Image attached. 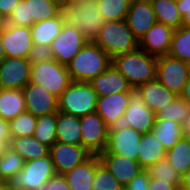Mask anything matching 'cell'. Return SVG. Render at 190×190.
Returning <instances> with one entry per match:
<instances>
[{
    "instance_id": "6da1fadb",
    "label": "cell",
    "mask_w": 190,
    "mask_h": 190,
    "mask_svg": "<svg viewBox=\"0 0 190 190\" xmlns=\"http://www.w3.org/2000/svg\"><path fill=\"white\" fill-rule=\"evenodd\" d=\"M60 16L63 25L77 28L88 41H94L106 23L95 1L82 4L62 3Z\"/></svg>"
},
{
    "instance_id": "7a4b0ae2",
    "label": "cell",
    "mask_w": 190,
    "mask_h": 190,
    "mask_svg": "<svg viewBox=\"0 0 190 190\" xmlns=\"http://www.w3.org/2000/svg\"><path fill=\"white\" fill-rule=\"evenodd\" d=\"M112 58L93 41H88L78 54L67 64L72 81L89 82L106 71Z\"/></svg>"
},
{
    "instance_id": "3957f363",
    "label": "cell",
    "mask_w": 190,
    "mask_h": 190,
    "mask_svg": "<svg viewBox=\"0 0 190 190\" xmlns=\"http://www.w3.org/2000/svg\"><path fill=\"white\" fill-rule=\"evenodd\" d=\"M112 64L133 89L156 79L157 57L139 48L133 52L115 56Z\"/></svg>"
},
{
    "instance_id": "277c9868",
    "label": "cell",
    "mask_w": 190,
    "mask_h": 190,
    "mask_svg": "<svg viewBox=\"0 0 190 190\" xmlns=\"http://www.w3.org/2000/svg\"><path fill=\"white\" fill-rule=\"evenodd\" d=\"M112 59L123 53H130L139 48V41L134 37L126 20L106 21L93 41Z\"/></svg>"
},
{
    "instance_id": "5b68a950",
    "label": "cell",
    "mask_w": 190,
    "mask_h": 190,
    "mask_svg": "<svg viewBox=\"0 0 190 190\" xmlns=\"http://www.w3.org/2000/svg\"><path fill=\"white\" fill-rule=\"evenodd\" d=\"M98 95L89 82L72 81L58 98V111L84 117L96 112Z\"/></svg>"
},
{
    "instance_id": "8992f818",
    "label": "cell",
    "mask_w": 190,
    "mask_h": 190,
    "mask_svg": "<svg viewBox=\"0 0 190 190\" xmlns=\"http://www.w3.org/2000/svg\"><path fill=\"white\" fill-rule=\"evenodd\" d=\"M56 175L50 154L25 162L22 170L7 180L13 190H34Z\"/></svg>"
},
{
    "instance_id": "52a82bcc",
    "label": "cell",
    "mask_w": 190,
    "mask_h": 190,
    "mask_svg": "<svg viewBox=\"0 0 190 190\" xmlns=\"http://www.w3.org/2000/svg\"><path fill=\"white\" fill-rule=\"evenodd\" d=\"M30 82L42 85L59 98L72 80L67 66L52 59L31 65Z\"/></svg>"
},
{
    "instance_id": "ba28073f",
    "label": "cell",
    "mask_w": 190,
    "mask_h": 190,
    "mask_svg": "<svg viewBox=\"0 0 190 190\" xmlns=\"http://www.w3.org/2000/svg\"><path fill=\"white\" fill-rule=\"evenodd\" d=\"M156 79L180 96L189 79V63L169 55L157 57Z\"/></svg>"
},
{
    "instance_id": "9c48e42d",
    "label": "cell",
    "mask_w": 190,
    "mask_h": 190,
    "mask_svg": "<svg viewBox=\"0 0 190 190\" xmlns=\"http://www.w3.org/2000/svg\"><path fill=\"white\" fill-rule=\"evenodd\" d=\"M80 129L82 146L92 155L106 150L110 128L97 112L80 117Z\"/></svg>"
},
{
    "instance_id": "30bf717a",
    "label": "cell",
    "mask_w": 190,
    "mask_h": 190,
    "mask_svg": "<svg viewBox=\"0 0 190 190\" xmlns=\"http://www.w3.org/2000/svg\"><path fill=\"white\" fill-rule=\"evenodd\" d=\"M142 135L133 128L122 124L110 127L107 147L102 153H112L137 160Z\"/></svg>"
},
{
    "instance_id": "8fae6325",
    "label": "cell",
    "mask_w": 190,
    "mask_h": 190,
    "mask_svg": "<svg viewBox=\"0 0 190 190\" xmlns=\"http://www.w3.org/2000/svg\"><path fill=\"white\" fill-rule=\"evenodd\" d=\"M87 42L77 28L63 25L50 45L53 59L67 66Z\"/></svg>"
},
{
    "instance_id": "7c38bea8",
    "label": "cell",
    "mask_w": 190,
    "mask_h": 190,
    "mask_svg": "<svg viewBox=\"0 0 190 190\" xmlns=\"http://www.w3.org/2000/svg\"><path fill=\"white\" fill-rule=\"evenodd\" d=\"M155 118L156 114L147 107L139 92L133 89L121 124L145 134L153 129Z\"/></svg>"
},
{
    "instance_id": "4fadbf2b",
    "label": "cell",
    "mask_w": 190,
    "mask_h": 190,
    "mask_svg": "<svg viewBox=\"0 0 190 190\" xmlns=\"http://www.w3.org/2000/svg\"><path fill=\"white\" fill-rule=\"evenodd\" d=\"M49 154L56 174L64 175L76 166L87 161L92 154L82 145L56 142L50 147Z\"/></svg>"
},
{
    "instance_id": "5bb4252c",
    "label": "cell",
    "mask_w": 190,
    "mask_h": 190,
    "mask_svg": "<svg viewBox=\"0 0 190 190\" xmlns=\"http://www.w3.org/2000/svg\"><path fill=\"white\" fill-rule=\"evenodd\" d=\"M1 39L6 57L28 58L33 46L29 27L5 24L1 28Z\"/></svg>"
},
{
    "instance_id": "9a60e30c",
    "label": "cell",
    "mask_w": 190,
    "mask_h": 190,
    "mask_svg": "<svg viewBox=\"0 0 190 190\" xmlns=\"http://www.w3.org/2000/svg\"><path fill=\"white\" fill-rule=\"evenodd\" d=\"M25 108L35 117L58 112V97L40 84L29 82L23 89Z\"/></svg>"
},
{
    "instance_id": "2e32d148",
    "label": "cell",
    "mask_w": 190,
    "mask_h": 190,
    "mask_svg": "<svg viewBox=\"0 0 190 190\" xmlns=\"http://www.w3.org/2000/svg\"><path fill=\"white\" fill-rule=\"evenodd\" d=\"M30 75L27 58L5 57L0 63V89L22 90L30 82Z\"/></svg>"
},
{
    "instance_id": "e0dca14e",
    "label": "cell",
    "mask_w": 190,
    "mask_h": 190,
    "mask_svg": "<svg viewBox=\"0 0 190 190\" xmlns=\"http://www.w3.org/2000/svg\"><path fill=\"white\" fill-rule=\"evenodd\" d=\"M130 93L122 92L98 96L96 112L109 128L122 123L124 112L129 105Z\"/></svg>"
},
{
    "instance_id": "ac0fdd59",
    "label": "cell",
    "mask_w": 190,
    "mask_h": 190,
    "mask_svg": "<svg viewBox=\"0 0 190 190\" xmlns=\"http://www.w3.org/2000/svg\"><path fill=\"white\" fill-rule=\"evenodd\" d=\"M126 22L134 37L140 41L157 22L150 0H132Z\"/></svg>"
},
{
    "instance_id": "d6986e66",
    "label": "cell",
    "mask_w": 190,
    "mask_h": 190,
    "mask_svg": "<svg viewBox=\"0 0 190 190\" xmlns=\"http://www.w3.org/2000/svg\"><path fill=\"white\" fill-rule=\"evenodd\" d=\"M174 29L156 22L139 41V49L159 57L168 55Z\"/></svg>"
},
{
    "instance_id": "ffe728a7",
    "label": "cell",
    "mask_w": 190,
    "mask_h": 190,
    "mask_svg": "<svg viewBox=\"0 0 190 190\" xmlns=\"http://www.w3.org/2000/svg\"><path fill=\"white\" fill-rule=\"evenodd\" d=\"M98 157L123 187L144 170L137 160H131L117 154L100 153Z\"/></svg>"
},
{
    "instance_id": "44dd1931",
    "label": "cell",
    "mask_w": 190,
    "mask_h": 190,
    "mask_svg": "<svg viewBox=\"0 0 190 190\" xmlns=\"http://www.w3.org/2000/svg\"><path fill=\"white\" fill-rule=\"evenodd\" d=\"M89 83L98 96L112 93L131 92L133 88L127 79L111 64V66L99 76L93 78Z\"/></svg>"
},
{
    "instance_id": "7402d4cb",
    "label": "cell",
    "mask_w": 190,
    "mask_h": 190,
    "mask_svg": "<svg viewBox=\"0 0 190 190\" xmlns=\"http://www.w3.org/2000/svg\"><path fill=\"white\" fill-rule=\"evenodd\" d=\"M136 91L142 96L147 107L155 114L178 97L174 92L169 91L157 79L141 84L136 88Z\"/></svg>"
},
{
    "instance_id": "603a6c76",
    "label": "cell",
    "mask_w": 190,
    "mask_h": 190,
    "mask_svg": "<svg viewBox=\"0 0 190 190\" xmlns=\"http://www.w3.org/2000/svg\"><path fill=\"white\" fill-rule=\"evenodd\" d=\"M153 135L160 141L166 151L170 150L180 139L186 137V126L164 118H155Z\"/></svg>"
},
{
    "instance_id": "cb8c5ba5",
    "label": "cell",
    "mask_w": 190,
    "mask_h": 190,
    "mask_svg": "<svg viewBox=\"0 0 190 190\" xmlns=\"http://www.w3.org/2000/svg\"><path fill=\"white\" fill-rule=\"evenodd\" d=\"M138 150L137 161L144 170L165 158L167 152L164 145L157 140L152 132L142 135Z\"/></svg>"
},
{
    "instance_id": "d4e9b609",
    "label": "cell",
    "mask_w": 190,
    "mask_h": 190,
    "mask_svg": "<svg viewBox=\"0 0 190 190\" xmlns=\"http://www.w3.org/2000/svg\"><path fill=\"white\" fill-rule=\"evenodd\" d=\"M56 135L57 142L82 145L80 118L58 111Z\"/></svg>"
},
{
    "instance_id": "484cf974",
    "label": "cell",
    "mask_w": 190,
    "mask_h": 190,
    "mask_svg": "<svg viewBox=\"0 0 190 190\" xmlns=\"http://www.w3.org/2000/svg\"><path fill=\"white\" fill-rule=\"evenodd\" d=\"M95 174V155H92L83 164L76 166L63 176L66 178L71 190H92Z\"/></svg>"
},
{
    "instance_id": "4316f807",
    "label": "cell",
    "mask_w": 190,
    "mask_h": 190,
    "mask_svg": "<svg viewBox=\"0 0 190 190\" xmlns=\"http://www.w3.org/2000/svg\"><path fill=\"white\" fill-rule=\"evenodd\" d=\"M26 111L23 91L0 89V117L10 121Z\"/></svg>"
},
{
    "instance_id": "83f0119b",
    "label": "cell",
    "mask_w": 190,
    "mask_h": 190,
    "mask_svg": "<svg viewBox=\"0 0 190 190\" xmlns=\"http://www.w3.org/2000/svg\"><path fill=\"white\" fill-rule=\"evenodd\" d=\"M63 22L60 14L55 18L34 23L30 27L33 44H44L50 46L52 41L61 32Z\"/></svg>"
},
{
    "instance_id": "f1b7e54d",
    "label": "cell",
    "mask_w": 190,
    "mask_h": 190,
    "mask_svg": "<svg viewBox=\"0 0 190 190\" xmlns=\"http://www.w3.org/2000/svg\"><path fill=\"white\" fill-rule=\"evenodd\" d=\"M12 147L24 160L43 158L49 155L50 148L40 143L33 136L18 137L11 139Z\"/></svg>"
},
{
    "instance_id": "f546056e",
    "label": "cell",
    "mask_w": 190,
    "mask_h": 190,
    "mask_svg": "<svg viewBox=\"0 0 190 190\" xmlns=\"http://www.w3.org/2000/svg\"><path fill=\"white\" fill-rule=\"evenodd\" d=\"M159 23L176 30L182 27V16L177 9V0H150Z\"/></svg>"
},
{
    "instance_id": "4dcf8cb0",
    "label": "cell",
    "mask_w": 190,
    "mask_h": 190,
    "mask_svg": "<svg viewBox=\"0 0 190 190\" xmlns=\"http://www.w3.org/2000/svg\"><path fill=\"white\" fill-rule=\"evenodd\" d=\"M166 159L176 172L183 176L190 169V139H180L166 152Z\"/></svg>"
},
{
    "instance_id": "1f68e13d",
    "label": "cell",
    "mask_w": 190,
    "mask_h": 190,
    "mask_svg": "<svg viewBox=\"0 0 190 190\" xmlns=\"http://www.w3.org/2000/svg\"><path fill=\"white\" fill-rule=\"evenodd\" d=\"M29 19L33 24L46 19L55 18L60 14L61 3L57 0H26Z\"/></svg>"
},
{
    "instance_id": "d6a6232c",
    "label": "cell",
    "mask_w": 190,
    "mask_h": 190,
    "mask_svg": "<svg viewBox=\"0 0 190 190\" xmlns=\"http://www.w3.org/2000/svg\"><path fill=\"white\" fill-rule=\"evenodd\" d=\"M56 123L57 113L37 117V123L33 137L43 145H46L50 148L54 143L57 142Z\"/></svg>"
},
{
    "instance_id": "836d02e7",
    "label": "cell",
    "mask_w": 190,
    "mask_h": 190,
    "mask_svg": "<svg viewBox=\"0 0 190 190\" xmlns=\"http://www.w3.org/2000/svg\"><path fill=\"white\" fill-rule=\"evenodd\" d=\"M156 118L173 120L186 126L190 118V104L178 96L168 106L159 110L156 113Z\"/></svg>"
},
{
    "instance_id": "e575fe53",
    "label": "cell",
    "mask_w": 190,
    "mask_h": 190,
    "mask_svg": "<svg viewBox=\"0 0 190 190\" xmlns=\"http://www.w3.org/2000/svg\"><path fill=\"white\" fill-rule=\"evenodd\" d=\"M168 55L190 63V27L182 26L174 31Z\"/></svg>"
},
{
    "instance_id": "d590c367",
    "label": "cell",
    "mask_w": 190,
    "mask_h": 190,
    "mask_svg": "<svg viewBox=\"0 0 190 190\" xmlns=\"http://www.w3.org/2000/svg\"><path fill=\"white\" fill-rule=\"evenodd\" d=\"M25 160L10 146H7L0 157V181L7 180L20 172Z\"/></svg>"
},
{
    "instance_id": "8d00e7d4",
    "label": "cell",
    "mask_w": 190,
    "mask_h": 190,
    "mask_svg": "<svg viewBox=\"0 0 190 190\" xmlns=\"http://www.w3.org/2000/svg\"><path fill=\"white\" fill-rule=\"evenodd\" d=\"M106 21L126 20L132 0H96Z\"/></svg>"
},
{
    "instance_id": "74e56055",
    "label": "cell",
    "mask_w": 190,
    "mask_h": 190,
    "mask_svg": "<svg viewBox=\"0 0 190 190\" xmlns=\"http://www.w3.org/2000/svg\"><path fill=\"white\" fill-rule=\"evenodd\" d=\"M92 190H124V187L100 162L98 155H95V174Z\"/></svg>"
},
{
    "instance_id": "f35d334b",
    "label": "cell",
    "mask_w": 190,
    "mask_h": 190,
    "mask_svg": "<svg viewBox=\"0 0 190 190\" xmlns=\"http://www.w3.org/2000/svg\"><path fill=\"white\" fill-rule=\"evenodd\" d=\"M37 117L30 112H23L15 119L9 121L11 139L18 137L33 136L36 128Z\"/></svg>"
},
{
    "instance_id": "ab89813d",
    "label": "cell",
    "mask_w": 190,
    "mask_h": 190,
    "mask_svg": "<svg viewBox=\"0 0 190 190\" xmlns=\"http://www.w3.org/2000/svg\"><path fill=\"white\" fill-rule=\"evenodd\" d=\"M145 170L148 172L150 178L162 179L163 181L174 184L177 188L180 187L181 175H179V173H177L176 170L169 164L166 157L149 166Z\"/></svg>"
},
{
    "instance_id": "60d3db41",
    "label": "cell",
    "mask_w": 190,
    "mask_h": 190,
    "mask_svg": "<svg viewBox=\"0 0 190 190\" xmlns=\"http://www.w3.org/2000/svg\"><path fill=\"white\" fill-rule=\"evenodd\" d=\"M6 24L29 28L33 25V19H29L28 3L26 0L18 2L12 14L6 20Z\"/></svg>"
},
{
    "instance_id": "b9f144b4",
    "label": "cell",
    "mask_w": 190,
    "mask_h": 190,
    "mask_svg": "<svg viewBox=\"0 0 190 190\" xmlns=\"http://www.w3.org/2000/svg\"><path fill=\"white\" fill-rule=\"evenodd\" d=\"M53 59V54L50 46L42 44H33L27 60L30 65H34L43 61H50Z\"/></svg>"
},
{
    "instance_id": "7bdbcfd3",
    "label": "cell",
    "mask_w": 190,
    "mask_h": 190,
    "mask_svg": "<svg viewBox=\"0 0 190 190\" xmlns=\"http://www.w3.org/2000/svg\"><path fill=\"white\" fill-rule=\"evenodd\" d=\"M149 181L148 172L143 170L124 187V190H148Z\"/></svg>"
},
{
    "instance_id": "ee69618b",
    "label": "cell",
    "mask_w": 190,
    "mask_h": 190,
    "mask_svg": "<svg viewBox=\"0 0 190 190\" xmlns=\"http://www.w3.org/2000/svg\"><path fill=\"white\" fill-rule=\"evenodd\" d=\"M34 190H71V188L63 175L56 174L46 184Z\"/></svg>"
},
{
    "instance_id": "f6af8a7d",
    "label": "cell",
    "mask_w": 190,
    "mask_h": 190,
    "mask_svg": "<svg viewBox=\"0 0 190 190\" xmlns=\"http://www.w3.org/2000/svg\"><path fill=\"white\" fill-rule=\"evenodd\" d=\"M177 9L182 16V26L190 27V0H177Z\"/></svg>"
},
{
    "instance_id": "bcb514c9",
    "label": "cell",
    "mask_w": 190,
    "mask_h": 190,
    "mask_svg": "<svg viewBox=\"0 0 190 190\" xmlns=\"http://www.w3.org/2000/svg\"><path fill=\"white\" fill-rule=\"evenodd\" d=\"M148 190H178V188L162 179L150 178Z\"/></svg>"
},
{
    "instance_id": "7dc6e473",
    "label": "cell",
    "mask_w": 190,
    "mask_h": 190,
    "mask_svg": "<svg viewBox=\"0 0 190 190\" xmlns=\"http://www.w3.org/2000/svg\"><path fill=\"white\" fill-rule=\"evenodd\" d=\"M0 140L3 141L7 146L11 143V134L9 121L4 120L0 117Z\"/></svg>"
},
{
    "instance_id": "c3c4849f",
    "label": "cell",
    "mask_w": 190,
    "mask_h": 190,
    "mask_svg": "<svg viewBox=\"0 0 190 190\" xmlns=\"http://www.w3.org/2000/svg\"><path fill=\"white\" fill-rule=\"evenodd\" d=\"M20 0H0V11L8 19Z\"/></svg>"
},
{
    "instance_id": "681fc988",
    "label": "cell",
    "mask_w": 190,
    "mask_h": 190,
    "mask_svg": "<svg viewBox=\"0 0 190 190\" xmlns=\"http://www.w3.org/2000/svg\"><path fill=\"white\" fill-rule=\"evenodd\" d=\"M180 188L190 190V169L183 176H181Z\"/></svg>"
},
{
    "instance_id": "f907efd6",
    "label": "cell",
    "mask_w": 190,
    "mask_h": 190,
    "mask_svg": "<svg viewBox=\"0 0 190 190\" xmlns=\"http://www.w3.org/2000/svg\"><path fill=\"white\" fill-rule=\"evenodd\" d=\"M180 97L182 99L186 100L190 104V77H189L187 83L185 84Z\"/></svg>"
},
{
    "instance_id": "816d5d0a",
    "label": "cell",
    "mask_w": 190,
    "mask_h": 190,
    "mask_svg": "<svg viewBox=\"0 0 190 190\" xmlns=\"http://www.w3.org/2000/svg\"><path fill=\"white\" fill-rule=\"evenodd\" d=\"M5 53H4V48H3V44H2V39H1V29H0V63L2 62V60L5 58Z\"/></svg>"
},
{
    "instance_id": "f5cc1de1",
    "label": "cell",
    "mask_w": 190,
    "mask_h": 190,
    "mask_svg": "<svg viewBox=\"0 0 190 190\" xmlns=\"http://www.w3.org/2000/svg\"><path fill=\"white\" fill-rule=\"evenodd\" d=\"M96 0H66V3H76V4H82L86 2H93Z\"/></svg>"
},
{
    "instance_id": "db71d44e",
    "label": "cell",
    "mask_w": 190,
    "mask_h": 190,
    "mask_svg": "<svg viewBox=\"0 0 190 190\" xmlns=\"http://www.w3.org/2000/svg\"><path fill=\"white\" fill-rule=\"evenodd\" d=\"M0 190H13L6 182H0Z\"/></svg>"
},
{
    "instance_id": "11a10c76",
    "label": "cell",
    "mask_w": 190,
    "mask_h": 190,
    "mask_svg": "<svg viewBox=\"0 0 190 190\" xmlns=\"http://www.w3.org/2000/svg\"><path fill=\"white\" fill-rule=\"evenodd\" d=\"M6 18L2 15V12L0 11V29L5 26L6 24Z\"/></svg>"
},
{
    "instance_id": "9f6ffc18",
    "label": "cell",
    "mask_w": 190,
    "mask_h": 190,
    "mask_svg": "<svg viewBox=\"0 0 190 190\" xmlns=\"http://www.w3.org/2000/svg\"><path fill=\"white\" fill-rule=\"evenodd\" d=\"M6 147L7 145L3 141L0 140V157L3 154Z\"/></svg>"
},
{
    "instance_id": "6f0895ef",
    "label": "cell",
    "mask_w": 190,
    "mask_h": 190,
    "mask_svg": "<svg viewBox=\"0 0 190 190\" xmlns=\"http://www.w3.org/2000/svg\"><path fill=\"white\" fill-rule=\"evenodd\" d=\"M186 137L190 139V118L188 120V123L186 125Z\"/></svg>"
},
{
    "instance_id": "680465c9",
    "label": "cell",
    "mask_w": 190,
    "mask_h": 190,
    "mask_svg": "<svg viewBox=\"0 0 190 190\" xmlns=\"http://www.w3.org/2000/svg\"><path fill=\"white\" fill-rule=\"evenodd\" d=\"M57 1H59L61 4L66 3V0H57Z\"/></svg>"
},
{
    "instance_id": "91938a15",
    "label": "cell",
    "mask_w": 190,
    "mask_h": 190,
    "mask_svg": "<svg viewBox=\"0 0 190 190\" xmlns=\"http://www.w3.org/2000/svg\"><path fill=\"white\" fill-rule=\"evenodd\" d=\"M178 190H187V189H184V188H180V187H179Z\"/></svg>"
}]
</instances>
